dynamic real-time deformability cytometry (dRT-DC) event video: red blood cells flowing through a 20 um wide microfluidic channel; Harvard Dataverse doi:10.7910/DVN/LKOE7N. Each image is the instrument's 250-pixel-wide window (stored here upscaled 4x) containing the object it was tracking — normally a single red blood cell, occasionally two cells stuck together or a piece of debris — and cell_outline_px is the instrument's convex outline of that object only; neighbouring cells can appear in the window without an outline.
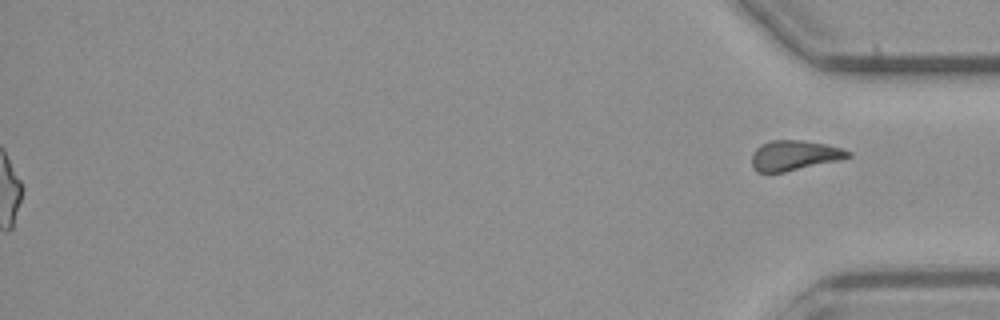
{"species": "common noctule bat (a hibernating species)", "species_latin": "Nyctalus noctula", "temperature_condition": "cold", "stored_images_in_passage": 50, "segment_of_instrument_passage": [2, 2], "camera_frame_rate_fps": 3000, "um_per_image_px": 0.085, "animal": {"sex": "male", "body_mass_g": 23.1, "forearm_length_mm": 52.7}, "frame": {"image": 1, "passage_image": 50, "time_ms": 16.333, "image_size_px": [1000, 320], "cell_outline_px": [[852, 156], [840, 160], [784, 172], [756, 172], [752, 168], [752, 156], [756, 148], [760, 144], [768, 140], [804, 140], [844, 148], [852, 152]], "centroid_in_image_um": [67.53, 13.2], "position_along_channel_um": 367.7, "area_um2": 17.05}}